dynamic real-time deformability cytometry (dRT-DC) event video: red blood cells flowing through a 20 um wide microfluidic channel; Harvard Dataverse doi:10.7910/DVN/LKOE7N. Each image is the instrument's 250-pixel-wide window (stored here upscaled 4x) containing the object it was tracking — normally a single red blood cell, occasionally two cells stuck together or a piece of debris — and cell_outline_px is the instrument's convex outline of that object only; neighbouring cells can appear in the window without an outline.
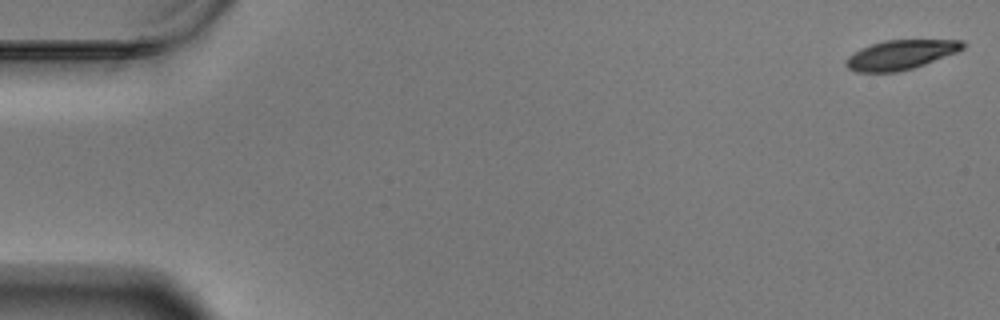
{"species": "Egyptian fruit bat (a non-hibernating species)", "species_latin": "Rousettus aegyptiacus", "temperature_condition": "warm", "stored_images_in_passage": 59, "camera_frame_rate_fps": 3000, "um_per_image_px": 0.085, "animal": {"sex": "male"}, "frame": {"image": 1, "passage_image": 1, "time_ms": 0.0, "image_size_px": [1000, 320], "cell_outline_px": [[968, 44], [964, 48], [956, 52], [924, 64], [912, 68], [896, 72], [856, 72], [848, 68], [844, 64], [844, 60], [852, 52], [860, 48], [884, 40], [964, 40]], "centroid_in_image_um": [76.52, 4.65], "position_along_channel_um": 8.5, "area_um2": 20.11}}
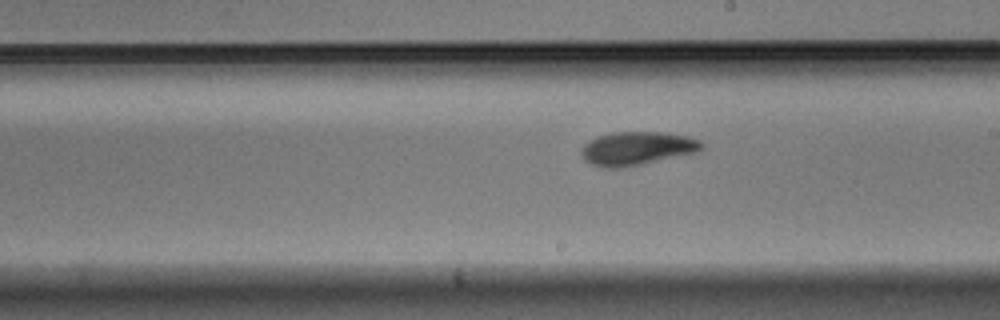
{"frame": {"image": 2, "passage_image": 34, "time_ms": 11.0, "image_size_px": [1000, 320], "cell_outline_px": [[704, 148], [696, 152], [640, 164], [620, 168], [600, 168], [584, 160], [580, 152], [584, 144], [596, 136], [612, 132], [664, 132], [688, 136], [700, 140], [704, 144]], "centroid_in_image_um": [54.12, 12.6], "position_along_channel_um": 234.9, "area_um2": 23.52}}
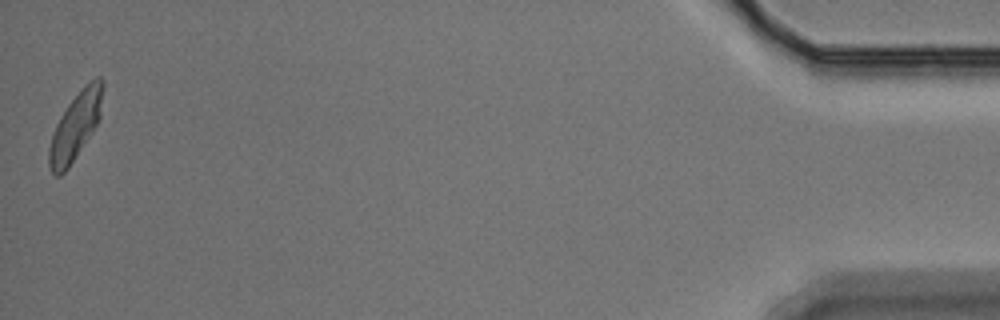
{"frame": {"image": 3, "passage_image": 59, "time_ms": 19.333, "image_size_px": [1000, 320], "cell_outline_px": [[104, 88], [100, 116], [92, 132], [68, 168], [60, 176], [56, 176], [52, 172], [48, 164], [48, 148], [56, 124], [60, 116], [68, 104], [96, 76], [100, 76], [104, 80]], "centroid_in_image_um": [6.41, 10.73], "position_along_channel_um": 428.8, "area_um2": 20.69}, "authors_computed_cell_mechanics": {"area_um2": 21.7906, "velocity_mm_per_s": 3.4168, "shape_relaxation_time_tau1_ms": 3.3469, "shape_relaxation_time_tau2_ms": 2.8946, "deformation_change_tau1": 0.1413, "deformation_change_tau2": 0.08}}